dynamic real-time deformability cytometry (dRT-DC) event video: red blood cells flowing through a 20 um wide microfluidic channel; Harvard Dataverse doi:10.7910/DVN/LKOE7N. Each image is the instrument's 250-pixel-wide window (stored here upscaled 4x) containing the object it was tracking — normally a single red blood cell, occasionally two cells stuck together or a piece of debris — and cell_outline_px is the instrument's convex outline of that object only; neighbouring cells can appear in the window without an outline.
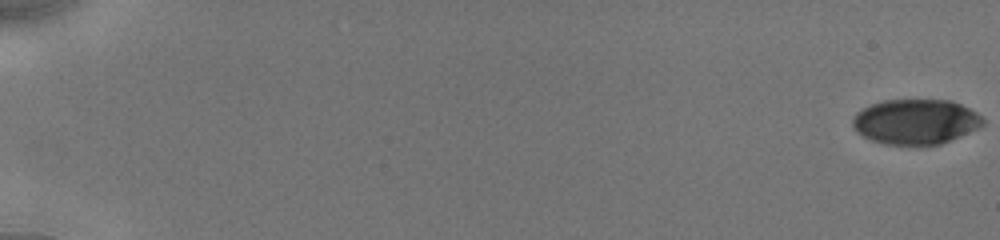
{"species": "human", "species_latin": "Homo sapiens", "temperature_condition": "cold", "stored_images_in_passage": 21, "camera_frame_rate_fps": 3000, "um_per_image_px": 0.085, "donor": {"sex": "male"}, "frame": {"image": 1, "passage_image": 1, "time_ms": 0.0, "image_size_px": [1000, 240], "cell_outline_px": [[984, 124], [960, 136], [940, 144], [916, 148], [884, 144], [872, 140], [856, 132], [852, 124], [852, 120], [856, 112], [872, 104], [884, 100], [952, 100], [976, 112], [984, 120]], "centroid_in_image_um": [77.8, 10.38], "position_along_channel_um": 7.2, "area_um2": 34.68}}
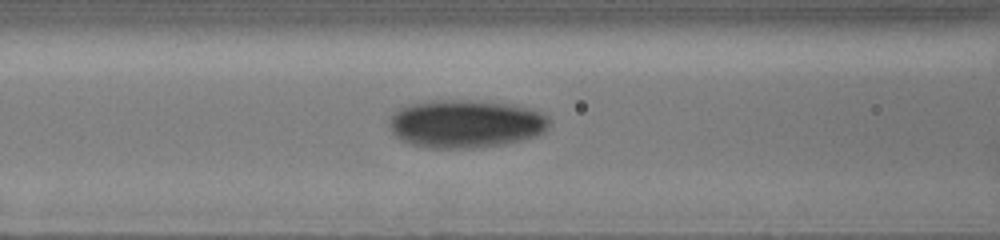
{"frame": {"image": 2, "passage_image": 18, "time_ms": 8.333, "image_size_px": [1000, 240], "cell_outline_px": [[548, 124], [544, 132], [536, 136], [504, 144], [472, 148], [428, 148], [408, 144], [400, 140], [388, 128], [388, 120], [400, 108], [412, 104], [432, 100], [472, 100], [516, 104], [540, 112], [548, 116]], "centroid_in_image_um": [39.56, 10.52], "position_along_channel_um": 127.0, "area_um2": 45.08}}
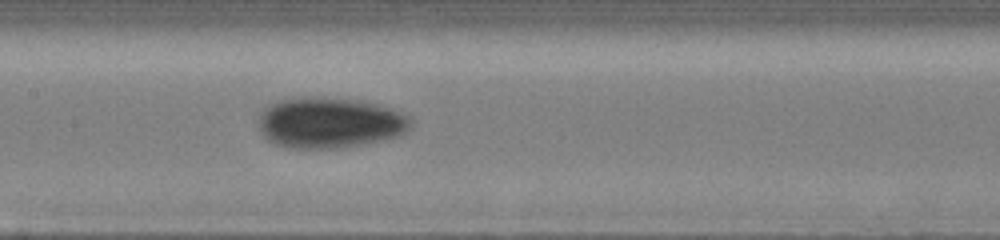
{"frame": {"image": 3, "passage_image": 21, "time_ms": 9.667, "image_size_px": [1000, 240], "cell_outline_px": [[412, 128], [408, 132], [400, 136], [384, 140], [336, 148], [288, 148], [276, 144], [268, 140], [260, 132], [260, 116], [264, 108], [280, 100], [292, 96], [312, 96], [364, 100], [380, 104], [392, 108], [412, 116]], "centroid_in_image_um": [28.1, 10.41], "position_along_channel_um": 179.3, "area_um2": 45.84}}